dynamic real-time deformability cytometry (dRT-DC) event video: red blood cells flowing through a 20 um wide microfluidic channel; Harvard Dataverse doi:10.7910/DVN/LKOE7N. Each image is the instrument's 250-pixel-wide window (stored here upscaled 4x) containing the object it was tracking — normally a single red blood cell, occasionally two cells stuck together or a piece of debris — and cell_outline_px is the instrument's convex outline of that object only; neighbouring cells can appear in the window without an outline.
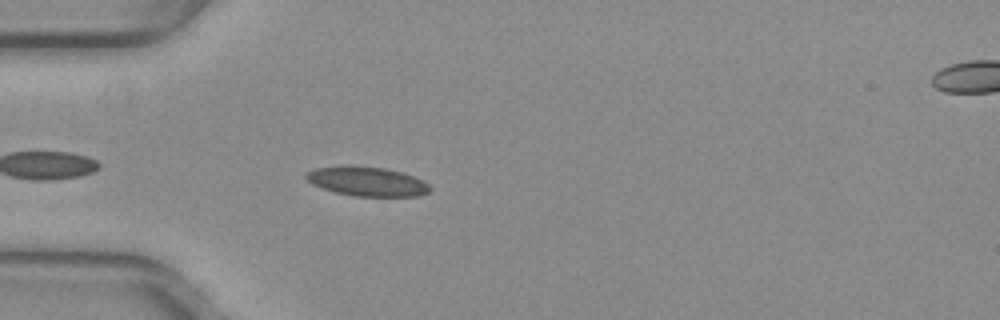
{"species": "common noctule bat (a hibernating species)", "species_latin": "Nyctalus noctula", "temperature_condition": "warm", "stored_images_in_passage": 29, "camera_frame_rate_fps": 3000, "um_per_image_px": 0.085, "animal": {"sex": "female", "body_mass_g": 29.2, "forearm_length_mm": 56.3}, "frame": {"image": 1, "passage_image": 4, "time_ms": 1.0, "image_size_px": [1000, 320], "cell_outline_px": [[432, 188], [428, 192], [416, 196], [352, 196], [336, 192], [312, 184], [304, 176], [304, 172], [316, 168], [340, 164], [352, 164], [384, 168], [404, 172], [424, 180]], "centroid_in_image_um": [31.18, 15.39], "position_along_channel_um": 53.8, "area_um2": 21.62}}
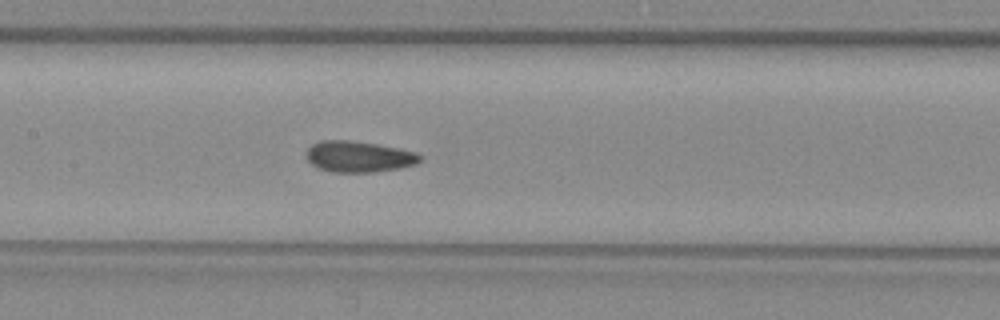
{"frame": {"image": 2, "passage_image": 14, "time_ms": 4.333, "image_size_px": [1000, 320], "cell_outline_px": [[424, 156], [416, 164], [400, 168], [372, 172], [332, 172], [316, 168], [308, 160], [308, 148], [312, 144], [320, 140], [348, 140], [376, 144], [416, 152]], "centroid_in_image_um": [30.5, 13.32], "position_along_channel_um": 176.9, "area_um2": 20.52}}
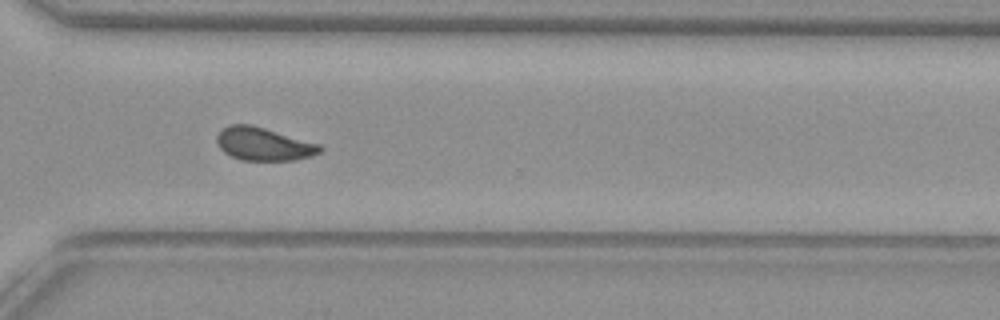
{"frame": {"image": 3, "passage_image": 27, "time_ms": 8.667, "image_size_px": [1000, 320], "cell_outline_px": [[324, 152], [312, 156], [296, 160], [240, 160], [224, 152], [220, 148], [216, 140], [216, 136], [228, 124], [248, 124], [264, 128], [320, 144], [324, 148]], "centroid_in_image_um": [22.44, 12.25], "position_along_channel_um": 348.2, "area_um2": 19.88}, "authors_computed_cell_mechanics": {"area_um2": 20.519, "velocity_mm_per_s": 3.9626, "shape_relaxation_time_tau1_ms": 9.5316, "shape_relaxation_time_tau2_ms": 1.3825, "deformation_change_tau1": 0.1707, "deformation_change_tau2": 0.0652}}